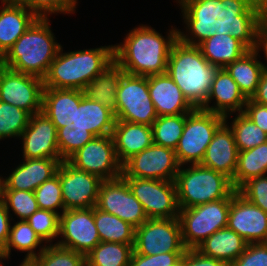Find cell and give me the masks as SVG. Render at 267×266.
I'll list each match as a JSON object with an SVG mask.
<instances>
[{
    "instance_id": "50",
    "label": "cell",
    "mask_w": 267,
    "mask_h": 266,
    "mask_svg": "<svg viewBox=\"0 0 267 266\" xmlns=\"http://www.w3.org/2000/svg\"><path fill=\"white\" fill-rule=\"evenodd\" d=\"M10 215L11 213L7 211L3 201L0 198V251L5 247L8 241L11 227Z\"/></svg>"
},
{
    "instance_id": "47",
    "label": "cell",
    "mask_w": 267,
    "mask_h": 266,
    "mask_svg": "<svg viewBox=\"0 0 267 266\" xmlns=\"http://www.w3.org/2000/svg\"><path fill=\"white\" fill-rule=\"evenodd\" d=\"M185 252H171L157 255H142L132 252L129 266H171L176 263Z\"/></svg>"
},
{
    "instance_id": "6",
    "label": "cell",
    "mask_w": 267,
    "mask_h": 266,
    "mask_svg": "<svg viewBox=\"0 0 267 266\" xmlns=\"http://www.w3.org/2000/svg\"><path fill=\"white\" fill-rule=\"evenodd\" d=\"M188 165L180 166L175 178L180 209L227 198L235 190L231 179L223 173L201 164Z\"/></svg>"
},
{
    "instance_id": "42",
    "label": "cell",
    "mask_w": 267,
    "mask_h": 266,
    "mask_svg": "<svg viewBox=\"0 0 267 266\" xmlns=\"http://www.w3.org/2000/svg\"><path fill=\"white\" fill-rule=\"evenodd\" d=\"M34 194L39 209L55 212L59 216L65 211L61 193V184L57 174L51 179L43 182L34 190ZM59 208L62 210L61 212H59Z\"/></svg>"
},
{
    "instance_id": "2",
    "label": "cell",
    "mask_w": 267,
    "mask_h": 266,
    "mask_svg": "<svg viewBox=\"0 0 267 266\" xmlns=\"http://www.w3.org/2000/svg\"><path fill=\"white\" fill-rule=\"evenodd\" d=\"M177 28L169 29L165 38L151 26L132 29L123 43L114 45V62L131 75L151 76L167 72L173 44L178 40Z\"/></svg>"
},
{
    "instance_id": "52",
    "label": "cell",
    "mask_w": 267,
    "mask_h": 266,
    "mask_svg": "<svg viewBox=\"0 0 267 266\" xmlns=\"http://www.w3.org/2000/svg\"><path fill=\"white\" fill-rule=\"evenodd\" d=\"M256 50L264 51V56L267 60V29L261 24L258 35H257V47ZM264 67L267 68V65L264 64Z\"/></svg>"
},
{
    "instance_id": "27",
    "label": "cell",
    "mask_w": 267,
    "mask_h": 266,
    "mask_svg": "<svg viewBox=\"0 0 267 266\" xmlns=\"http://www.w3.org/2000/svg\"><path fill=\"white\" fill-rule=\"evenodd\" d=\"M116 117L114 111L96 100L83 95L76 107L75 120L72 126L85 128L94 137L112 135Z\"/></svg>"
},
{
    "instance_id": "32",
    "label": "cell",
    "mask_w": 267,
    "mask_h": 266,
    "mask_svg": "<svg viewBox=\"0 0 267 266\" xmlns=\"http://www.w3.org/2000/svg\"><path fill=\"white\" fill-rule=\"evenodd\" d=\"M44 241L31 228L26 220H19L10 227L8 241L5 247L0 251V257L3 260L9 259L11 249L19 250V252H27L25 259H34L46 247L42 244ZM42 244V245H41ZM39 246V250L35 251ZM41 246V247H40Z\"/></svg>"
},
{
    "instance_id": "29",
    "label": "cell",
    "mask_w": 267,
    "mask_h": 266,
    "mask_svg": "<svg viewBox=\"0 0 267 266\" xmlns=\"http://www.w3.org/2000/svg\"><path fill=\"white\" fill-rule=\"evenodd\" d=\"M203 57L218 68L242 57L249 49L229 34H215L198 45Z\"/></svg>"
},
{
    "instance_id": "8",
    "label": "cell",
    "mask_w": 267,
    "mask_h": 266,
    "mask_svg": "<svg viewBox=\"0 0 267 266\" xmlns=\"http://www.w3.org/2000/svg\"><path fill=\"white\" fill-rule=\"evenodd\" d=\"M224 122V116L200 108L187 114L182 136L175 149L179 165L201 164L207 146Z\"/></svg>"
},
{
    "instance_id": "10",
    "label": "cell",
    "mask_w": 267,
    "mask_h": 266,
    "mask_svg": "<svg viewBox=\"0 0 267 266\" xmlns=\"http://www.w3.org/2000/svg\"><path fill=\"white\" fill-rule=\"evenodd\" d=\"M178 218L148 219L135 228L133 251L142 255L185 252Z\"/></svg>"
},
{
    "instance_id": "28",
    "label": "cell",
    "mask_w": 267,
    "mask_h": 266,
    "mask_svg": "<svg viewBox=\"0 0 267 266\" xmlns=\"http://www.w3.org/2000/svg\"><path fill=\"white\" fill-rule=\"evenodd\" d=\"M247 245L243 237L225 227L205 239L196 249L206 256L230 265L245 251Z\"/></svg>"
},
{
    "instance_id": "19",
    "label": "cell",
    "mask_w": 267,
    "mask_h": 266,
    "mask_svg": "<svg viewBox=\"0 0 267 266\" xmlns=\"http://www.w3.org/2000/svg\"><path fill=\"white\" fill-rule=\"evenodd\" d=\"M23 158H61L57 143V128L44 112L30 116L28 126L20 136Z\"/></svg>"
},
{
    "instance_id": "26",
    "label": "cell",
    "mask_w": 267,
    "mask_h": 266,
    "mask_svg": "<svg viewBox=\"0 0 267 266\" xmlns=\"http://www.w3.org/2000/svg\"><path fill=\"white\" fill-rule=\"evenodd\" d=\"M112 136L121 164L153 144L152 127L144 124L116 120Z\"/></svg>"
},
{
    "instance_id": "13",
    "label": "cell",
    "mask_w": 267,
    "mask_h": 266,
    "mask_svg": "<svg viewBox=\"0 0 267 266\" xmlns=\"http://www.w3.org/2000/svg\"><path fill=\"white\" fill-rule=\"evenodd\" d=\"M180 165L175 150L152 144L122 164V177L175 181Z\"/></svg>"
},
{
    "instance_id": "35",
    "label": "cell",
    "mask_w": 267,
    "mask_h": 266,
    "mask_svg": "<svg viewBox=\"0 0 267 266\" xmlns=\"http://www.w3.org/2000/svg\"><path fill=\"white\" fill-rule=\"evenodd\" d=\"M133 245L100 242L85 256L86 266H129Z\"/></svg>"
},
{
    "instance_id": "46",
    "label": "cell",
    "mask_w": 267,
    "mask_h": 266,
    "mask_svg": "<svg viewBox=\"0 0 267 266\" xmlns=\"http://www.w3.org/2000/svg\"><path fill=\"white\" fill-rule=\"evenodd\" d=\"M229 266H267V242L248 244Z\"/></svg>"
},
{
    "instance_id": "49",
    "label": "cell",
    "mask_w": 267,
    "mask_h": 266,
    "mask_svg": "<svg viewBox=\"0 0 267 266\" xmlns=\"http://www.w3.org/2000/svg\"><path fill=\"white\" fill-rule=\"evenodd\" d=\"M183 261L184 266H229L221 260L202 254L196 248L186 249Z\"/></svg>"
},
{
    "instance_id": "23",
    "label": "cell",
    "mask_w": 267,
    "mask_h": 266,
    "mask_svg": "<svg viewBox=\"0 0 267 266\" xmlns=\"http://www.w3.org/2000/svg\"><path fill=\"white\" fill-rule=\"evenodd\" d=\"M148 88L158 116L189 114L195 109L167 72L148 76Z\"/></svg>"
},
{
    "instance_id": "55",
    "label": "cell",
    "mask_w": 267,
    "mask_h": 266,
    "mask_svg": "<svg viewBox=\"0 0 267 266\" xmlns=\"http://www.w3.org/2000/svg\"><path fill=\"white\" fill-rule=\"evenodd\" d=\"M171 266H184L183 255L176 263Z\"/></svg>"
},
{
    "instance_id": "36",
    "label": "cell",
    "mask_w": 267,
    "mask_h": 266,
    "mask_svg": "<svg viewBox=\"0 0 267 266\" xmlns=\"http://www.w3.org/2000/svg\"><path fill=\"white\" fill-rule=\"evenodd\" d=\"M186 115L158 116L151 126L153 143L175 150L183 133Z\"/></svg>"
},
{
    "instance_id": "14",
    "label": "cell",
    "mask_w": 267,
    "mask_h": 266,
    "mask_svg": "<svg viewBox=\"0 0 267 266\" xmlns=\"http://www.w3.org/2000/svg\"><path fill=\"white\" fill-rule=\"evenodd\" d=\"M43 90L42 78L17 72L0 64V101L33 115L42 111Z\"/></svg>"
},
{
    "instance_id": "30",
    "label": "cell",
    "mask_w": 267,
    "mask_h": 266,
    "mask_svg": "<svg viewBox=\"0 0 267 266\" xmlns=\"http://www.w3.org/2000/svg\"><path fill=\"white\" fill-rule=\"evenodd\" d=\"M259 51H247L242 57L228 64L225 69L238 84L240 91L250 99L257 91V87L264 70V64L258 60Z\"/></svg>"
},
{
    "instance_id": "43",
    "label": "cell",
    "mask_w": 267,
    "mask_h": 266,
    "mask_svg": "<svg viewBox=\"0 0 267 266\" xmlns=\"http://www.w3.org/2000/svg\"><path fill=\"white\" fill-rule=\"evenodd\" d=\"M26 221L40 236L45 244H52L54 238L59 235V215L55 212L38 209Z\"/></svg>"
},
{
    "instance_id": "33",
    "label": "cell",
    "mask_w": 267,
    "mask_h": 266,
    "mask_svg": "<svg viewBox=\"0 0 267 266\" xmlns=\"http://www.w3.org/2000/svg\"><path fill=\"white\" fill-rule=\"evenodd\" d=\"M267 174V142L252 149L238 152L237 167L231 180L238 190L249 179Z\"/></svg>"
},
{
    "instance_id": "22",
    "label": "cell",
    "mask_w": 267,
    "mask_h": 266,
    "mask_svg": "<svg viewBox=\"0 0 267 266\" xmlns=\"http://www.w3.org/2000/svg\"><path fill=\"white\" fill-rule=\"evenodd\" d=\"M228 118L225 117V122L215 132L212 141L207 146L201 165L223 173L232 180L237 167L239 151L233 132L228 126Z\"/></svg>"
},
{
    "instance_id": "9",
    "label": "cell",
    "mask_w": 267,
    "mask_h": 266,
    "mask_svg": "<svg viewBox=\"0 0 267 266\" xmlns=\"http://www.w3.org/2000/svg\"><path fill=\"white\" fill-rule=\"evenodd\" d=\"M116 120L152 126L158 115L150 97L148 77L124 73L118 85Z\"/></svg>"
},
{
    "instance_id": "24",
    "label": "cell",
    "mask_w": 267,
    "mask_h": 266,
    "mask_svg": "<svg viewBox=\"0 0 267 266\" xmlns=\"http://www.w3.org/2000/svg\"><path fill=\"white\" fill-rule=\"evenodd\" d=\"M0 59L17 39L39 18L26 6L15 0H1Z\"/></svg>"
},
{
    "instance_id": "7",
    "label": "cell",
    "mask_w": 267,
    "mask_h": 266,
    "mask_svg": "<svg viewBox=\"0 0 267 266\" xmlns=\"http://www.w3.org/2000/svg\"><path fill=\"white\" fill-rule=\"evenodd\" d=\"M236 192L227 198L180 209L178 219L187 249L197 248L217 230L227 227L231 198Z\"/></svg>"
},
{
    "instance_id": "12",
    "label": "cell",
    "mask_w": 267,
    "mask_h": 266,
    "mask_svg": "<svg viewBox=\"0 0 267 266\" xmlns=\"http://www.w3.org/2000/svg\"><path fill=\"white\" fill-rule=\"evenodd\" d=\"M66 161L102 180L115 179L122 175V164L117 159L112 135L94 137Z\"/></svg>"
},
{
    "instance_id": "39",
    "label": "cell",
    "mask_w": 267,
    "mask_h": 266,
    "mask_svg": "<svg viewBox=\"0 0 267 266\" xmlns=\"http://www.w3.org/2000/svg\"><path fill=\"white\" fill-rule=\"evenodd\" d=\"M37 266H86V257L57 244H47L44 250L33 259Z\"/></svg>"
},
{
    "instance_id": "38",
    "label": "cell",
    "mask_w": 267,
    "mask_h": 266,
    "mask_svg": "<svg viewBox=\"0 0 267 266\" xmlns=\"http://www.w3.org/2000/svg\"><path fill=\"white\" fill-rule=\"evenodd\" d=\"M30 116L27 111L0 101V140L10 137L20 138L28 126Z\"/></svg>"
},
{
    "instance_id": "41",
    "label": "cell",
    "mask_w": 267,
    "mask_h": 266,
    "mask_svg": "<svg viewBox=\"0 0 267 266\" xmlns=\"http://www.w3.org/2000/svg\"><path fill=\"white\" fill-rule=\"evenodd\" d=\"M93 138L94 136L85 128L72 126V123L59 128L57 130V143L61 159L66 161Z\"/></svg>"
},
{
    "instance_id": "11",
    "label": "cell",
    "mask_w": 267,
    "mask_h": 266,
    "mask_svg": "<svg viewBox=\"0 0 267 266\" xmlns=\"http://www.w3.org/2000/svg\"><path fill=\"white\" fill-rule=\"evenodd\" d=\"M123 178L141 202L148 219L178 218L180 208L175 181Z\"/></svg>"
},
{
    "instance_id": "1",
    "label": "cell",
    "mask_w": 267,
    "mask_h": 266,
    "mask_svg": "<svg viewBox=\"0 0 267 266\" xmlns=\"http://www.w3.org/2000/svg\"><path fill=\"white\" fill-rule=\"evenodd\" d=\"M176 1L187 29L185 33L178 30L182 43L198 46L215 34H229L249 50L256 49L262 22L261 0Z\"/></svg>"
},
{
    "instance_id": "48",
    "label": "cell",
    "mask_w": 267,
    "mask_h": 266,
    "mask_svg": "<svg viewBox=\"0 0 267 266\" xmlns=\"http://www.w3.org/2000/svg\"><path fill=\"white\" fill-rule=\"evenodd\" d=\"M243 113L267 133V105L254 102L251 98L247 100Z\"/></svg>"
},
{
    "instance_id": "18",
    "label": "cell",
    "mask_w": 267,
    "mask_h": 266,
    "mask_svg": "<svg viewBox=\"0 0 267 266\" xmlns=\"http://www.w3.org/2000/svg\"><path fill=\"white\" fill-rule=\"evenodd\" d=\"M227 227L248 244L267 242V213L238 192L231 198Z\"/></svg>"
},
{
    "instance_id": "4",
    "label": "cell",
    "mask_w": 267,
    "mask_h": 266,
    "mask_svg": "<svg viewBox=\"0 0 267 266\" xmlns=\"http://www.w3.org/2000/svg\"><path fill=\"white\" fill-rule=\"evenodd\" d=\"M55 38L49 18H38L0 59V64L43 79L61 47Z\"/></svg>"
},
{
    "instance_id": "57",
    "label": "cell",
    "mask_w": 267,
    "mask_h": 266,
    "mask_svg": "<svg viewBox=\"0 0 267 266\" xmlns=\"http://www.w3.org/2000/svg\"><path fill=\"white\" fill-rule=\"evenodd\" d=\"M2 259H3V258L0 257V266H3V262H1Z\"/></svg>"
},
{
    "instance_id": "44",
    "label": "cell",
    "mask_w": 267,
    "mask_h": 266,
    "mask_svg": "<svg viewBox=\"0 0 267 266\" xmlns=\"http://www.w3.org/2000/svg\"><path fill=\"white\" fill-rule=\"evenodd\" d=\"M23 4L39 18H48L51 14L75 13L78 0H15Z\"/></svg>"
},
{
    "instance_id": "31",
    "label": "cell",
    "mask_w": 267,
    "mask_h": 266,
    "mask_svg": "<svg viewBox=\"0 0 267 266\" xmlns=\"http://www.w3.org/2000/svg\"><path fill=\"white\" fill-rule=\"evenodd\" d=\"M124 73L114 62L84 87V96L96 100L115 112L117 89Z\"/></svg>"
},
{
    "instance_id": "17",
    "label": "cell",
    "mask_w": 267,
    "mask_h": 266,
    "mask_svg": "<svg viewBox=\"0 0 267 266\" xmlns=\"http://www.w3.org/2000/svg\"><path fill=\"white\" fill-rule=\"evenodd\" d=\"M61 184L65 210L88 209L97 204L103 180L98 176L79 170L62 161L56 173Z\"/></svg>"
},
{
    "instance_id": "37",
    "label": "cell",
    "mask_w": 267,
    "mask_h": 266,
    "mask_svg": "<svg viewBox=\"0 0 267 266\" xmlns=\"http://www.w3.org/2000/svg\"><path fill=\"white\" fill-rule=\"evenodd\" d=\"M230 125L238 151L249 150L267 142V133L243 112L236 113Z\"/></svg>"
},
{
    "instance_id": "20",
    "label": "cell",
    "mask_w": 267,
    "mask_h": 266,
    "mask_svg": "<svg viewBox=\"0 0 267 266\" xmlns=\"http://www.w3.org/2000/svg\"><path fill=\"white\" fill-rule=\"evenodd\" d=\"M6 178L0 177V190H25L34 192L43 182L56 175L61 158L22 159Z\"/></svg>"
},
{
    "instance_id": "51",
    "label": "cell",
    "mask_w": 267,
    "mask_h": 266,
    "mask_svg": "<svg viewBox=\"0 0 267 266\" xmlns=\"http://www.w3.org/2000/svg\"><path fill=\"white\" fill-rule=\"evenodd\" d=\"M254 102L267 105V68H264L256 93L251 97Z\"/></svg>"
},
{
    "instance_id": "56",
    "label": "cell",
    "mask_w": 267,
    "mask_h": 266,
    "mask_svg": "<svg viewBox=\"0 0 267 266\" xmlns=\"http://www.w3.org/2000/svg\"><path fill=\"white\" fill-rule=\"evenodd\" d=\"M261 5H267V0H261Z\"/></svg>"
},
{
    "instance_id": "25",
    "label": "cell",
    "mask_w": 267,
    "mask_h": 266,
    "mask_svg": "<svg viewBox=\"0 0 267 266\" xmlns=\"http://www.w3.org/2000/svg\"><path fill=\"white\" fill-rule=\"evenodd\" d=\"M83 95V90L44 87L42 112L58 130L75 120L76 107L79 106Z\"/></svg>"
},
{
    "instance_id": "54",
    "label": "cell",
    "mask_w": 267,
    "mask_h": 266,
    "mask_svg": "<svg viewBox=\"0 0 267 266\" xmlns=\"http://www.w3.org/2000/svg\"><path fill=\"white\" fill-rule=\"evenodd\" d=\"M19 266H37V263L33 259L24 258Z\"/></svg>"
},
{
    "instance_id": "16",
    "label": "cell",
    "mask_w": 267,
    "mask_h": 266,
    "mask_svg": "<svg viewBox=\"0 0 267 266\" xmlns=\"http://www.w3.org/2000/svg\"><path fill=\"white\" fill-rule=\"evenodd\" d=\"M62 240L55 244L86 256L100 237L94 220V207L65 210L59 216V235Z\"/></svg>"
},
{
    "instance_id": "21",
    "label": "cell",
    "mask_w": 267,
    "mask_h": 266,
    "mask_svg": "<svg viewBox=\"0 0 267 266\" xmlns=\"http://www.w3.org/2000/svg\"><path fill=\"white\" fill-rule=\"evenodd\" d=\"M212 100H215V102L213 106H210L209 103ZM247 100L227 70L219 68L215 73L209 96L200 109L217 113L224 117L230 116L231 119L233 112H243Z\"/></svg>"
},
{
    "instance_id": "5",
    "label": "cell",
    "mask_w": 267,
    "mask_h": 266,
    "mask_svg": "<svg viewBox=\"0 0 267 266\" xmlns=\"http://www.w3.org/2000/svg\"><path fill=\"white\" fill-rule=\"evenodd\" d=\"M218 69L203 57L198 46L184 44L179 39L173 44L167 74L194 108L205 104Z\"/></svg>"
},
{
    "instance_id": "34",
    "label": "cell",
    "mask_w": 267,
    "mask_h": 266,
    "mask_svg": "<svg viewBox=\"0 0 267 266\" xmlns=\"http://www.w3.org/2000/svg\"><path fill=\"white\" fill-rule=\"evenodd\" d=\"M94 220L101 242L134 244L135 227L130 223L94 207Z\"/></svg>"
},
{
    "instance_id": "45",
    "label": "cell",
    "mask_w": 267,
    "mask_h": 266,
    "mask_svg": "<svg viewBox=\"0 0 267 266\" xmlns=\"http://www.w3.org/2000/svg\"><path fill=\"white\" fill-rule=\"evenodd\" d=\"M237 192L267 213V175L249 179Z\"/></svg>"
},
{
    "instance_id": "15",
    "label": "cell",
    "mask_w": 267,
    "mask_h": 266,
    "mask_svg": "<svg viewBox=\"0 0 267 266\" xmlns=\"http://www.w3.org/2000/svg\"><path fill=\"white\" fill-rule=\"evenodd\" d=\"M96 207L117 216L135 228L148 220L141 202L133 195L122 176L103 180Z\"/></svg>"
},
{
    "instance_id": "40",
    "label": "cell",
    "mask_w": 267,
    "mask_h": 266,
    "mask_svg": "<svg viewBox=\"0 0 267 266\" xmlns=\"http://www.w3.org/2000/svg\"><path fill=\"white\" fill-rule=\"evenodd\" d=\"M0 198L7 211L12 210L20 220L28 219L38 209L34 192L25 190H0Z\"/></svg>"
},
{
    "instance_id": "53",
    "label": "cell",
    "mask_w": 267,
    "mask_h": 266,
    "mask_svg": "<svg viewBox=\"0 0 267 266\" xmlns=\"http://www.w3.org/2000/svg\"><path fill=\"white\" fill-rule=\"evenodd\" d=\"M261 24L267 29V5H262V22Z\"/></svg>"
},
{
    "instance_id": "3",
    "label": "cell",
    "mask_w": 267,
    "mask_h": 266,
    "mask_svg": "<svg viewBox=\"0 0 267 266\" xmlns=\"http://www.w3.org/2000/svg\"><path fill=\"white\" fill-rule=\"evenodd\" d=\"M113 63L114 45L64 53L61 46L43 78L44 87L83 90Z\"/></svg>"
}]
</instances>
